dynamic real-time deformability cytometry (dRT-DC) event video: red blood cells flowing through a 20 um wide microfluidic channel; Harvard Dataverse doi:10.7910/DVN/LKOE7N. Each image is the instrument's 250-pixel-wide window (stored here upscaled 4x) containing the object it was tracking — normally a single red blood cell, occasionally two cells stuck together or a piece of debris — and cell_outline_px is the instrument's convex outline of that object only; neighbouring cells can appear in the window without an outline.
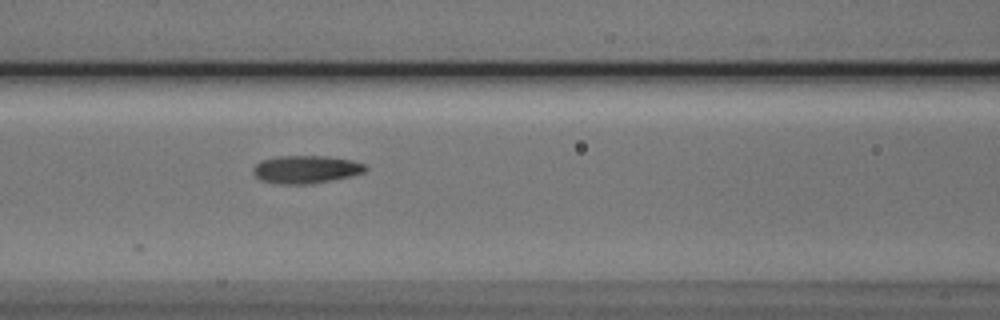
{"species": "Egyptian fruit bat (a non-hibernating species)", "species_latin": "Rousettus aegyptiacus", "temperature_condition": "cold", "stored_images_in_passage": 7, "camera_frame_rate_fps": 3000, "um_per_image_px": 0.085, "animal": {"sex": "male"}, "frame": {"image": 1, "passage_image": 7, "time_ms": 7.0, "image_size_px": [1000, 320], "cell_outline_px": [[368, 168], [364, 172], [348, 176], [312, 184], [272, 184], [260, 180], [252, 172], [252, 168], [260, 160], [276, 156], [324, 156], [352, 160], [368, 164]], "centroid_in_image_um": [25.97, 14.4], "position_along_channel_um": 140.6, "area_um2": 18.44}}